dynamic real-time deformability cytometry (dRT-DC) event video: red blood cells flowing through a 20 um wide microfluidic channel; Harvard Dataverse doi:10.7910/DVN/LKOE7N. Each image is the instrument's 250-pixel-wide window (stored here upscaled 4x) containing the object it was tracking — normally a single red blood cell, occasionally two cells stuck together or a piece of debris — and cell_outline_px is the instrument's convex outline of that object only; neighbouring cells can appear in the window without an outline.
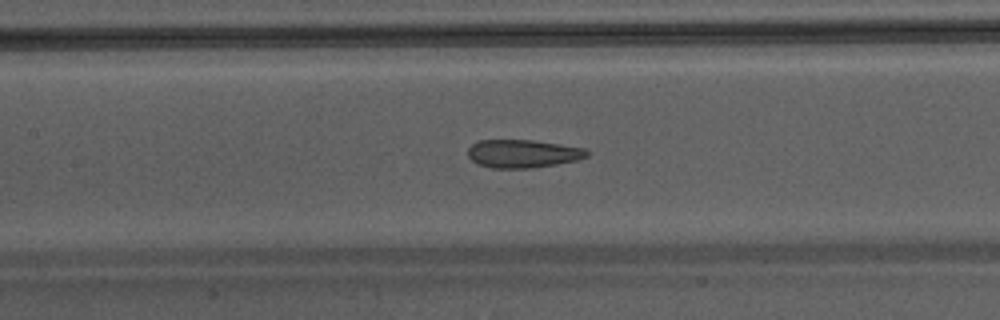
{"species": "Egyptian fruit bat (a non-hibernating species)", "species_latin": "Rousettus aegyptiacus", "temperature_condition": "warm", "stored_images_in_passage": 48, "camera_frame_rate_fps": 3000, "um_per_image_px": 0.085, "animal": {"sex": "male"}, "frame": {"image": 1, "passage_image": 24, "time_ms": 7.667, "image_size_px": [1000, 320], "cell_outline_px": [[588, 156], [576, 160], [556, 164], [532, 168], [492, 168], [476, 164], [468, 156], [468, 148], [472, 144], [480, 140], [532, 140], [584, 148], [588, 152]], "centroid_in_image_um": [44.4, 13.06], "position_along_channel_um": 163.0, "area_um2": 19.42}}
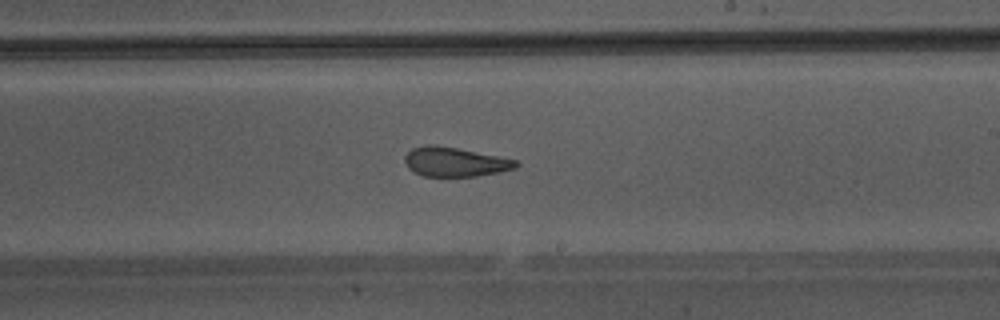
{"frame": {"image": 2, "passage_image": 30, "time_ms": 9.667, "image_size_px": [1000, 320], "cell_outline_px": [[520, 164], [516, 168], [500, 172], [476, 176], [424, 176], [408, 168], [404, 160], [404, 156], [412, 148], [432, 144], [436, 144], [516, 160]], "centroid_in_image_um": [38.66, 13.76], "position_along_channel_um": 250.3, "area_um2": 18.79}}
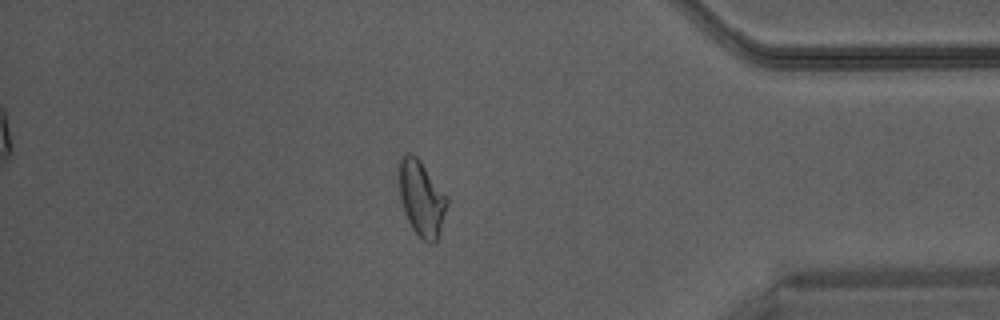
{"frame": {"image": 3, "passage_image": 42, "time_ms": 13.667, "image_size_px": [1000, 320], "cell_outline_px": [[448, 204], [436, 244], [428, 244], [420, 240], [412, 228], [408, 220], [400, 196], [400, 156], [404, 152], [412, 152], [420, 160], [448, 196]], "centroid_in_image_um": [35.86, 16.88], "position_along_channel_um": 399.3, "area_um2": 21.27}}